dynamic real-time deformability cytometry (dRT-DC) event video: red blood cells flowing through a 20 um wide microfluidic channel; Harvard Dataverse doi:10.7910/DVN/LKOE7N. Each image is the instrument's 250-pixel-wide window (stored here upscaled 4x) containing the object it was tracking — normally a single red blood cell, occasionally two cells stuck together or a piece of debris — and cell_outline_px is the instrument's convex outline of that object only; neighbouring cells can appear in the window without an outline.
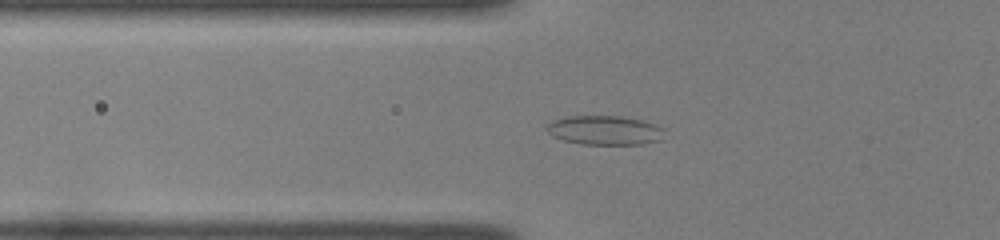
{"species": "common noctule bat (a hibernating species)", "species_latin": "Nyctalus noctula", "temperature_condition": "room temperature", "stored_images_in_passage": 41, "camera_frame_rate_fps": 3000, "um_per_image_px": 0.085, "animal": {"sex": "female", "body_mass_g": 22.0, "forearm_length_mm": 56.7}, "frame": {"image": 1, "passage_image": 9, "time_ms": 2.667, "image_size_px": [1000, 240], "cell_outline_px": [[664, 128], [656, 140], [644, 144], [580, 144], [564, 140], [552, 136], [548, 132], [548, 124], [552, 120], [568, 116], [620, 116], [640, 120]], "centroid_in_image_um": [51.32, 11.07], "position_along_channel_um": 74.5, "area_um2": 19.59}}
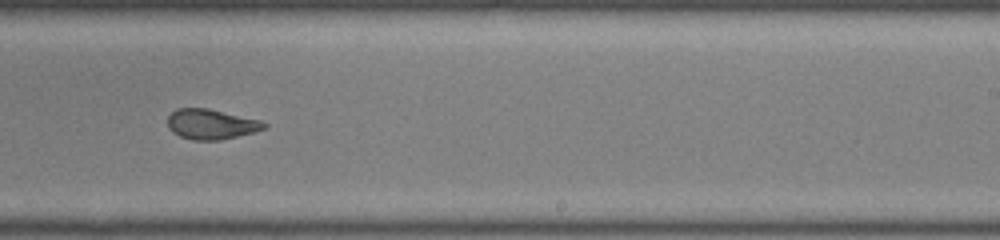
{"frame": {"image": 2, "passage_image": 24, "time_ms": 7.667, "image_size_px": [1000, 240], "cell_outline_px": [[268, 124], [264, 128], [256, 132], [220, 140], [192, 140], [180, 136], [172, 132], [168, 128], [168, 116], [176, 108], [208, 108], [260, 120]], "centroid_in_image_um": [17.94, 10.56], "position_along_channel_um": 271.1, "area_um2": 16.99}}
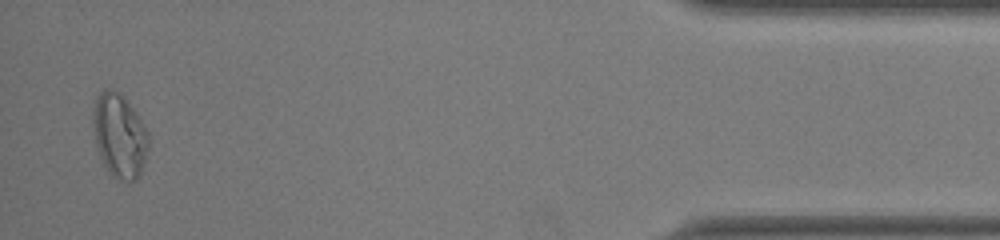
{"frame": {"image": 3, "passage_image": 40, "time_ms": 13.0, "image_size_px": [1000, 240], "cell_outline_px": [[148, 148], [140, 172], [132, 180], [124, 180], [108, 172], [100, 156], [96, 144], [92, 124], [92, 116], [96, 96], [104, 88], [112, 88], [120, 92], [132, 108], [148, 132]], "centroid_in_image_um": [10.12, 11.46], "position_along_channel_um": 425.1, "area_um2": 26.65}, "authors_computed_cell_mechanics": {"area_um2": 19.074, "velocity_mm_per_s": 3.9755, "shape_relaxation_time_tau1_ms": null, "shape_relaxation_time_tau2_ms": 0.9518, "deformation_change_tau1": null, "deformation_change_tau2": 0.0658}}